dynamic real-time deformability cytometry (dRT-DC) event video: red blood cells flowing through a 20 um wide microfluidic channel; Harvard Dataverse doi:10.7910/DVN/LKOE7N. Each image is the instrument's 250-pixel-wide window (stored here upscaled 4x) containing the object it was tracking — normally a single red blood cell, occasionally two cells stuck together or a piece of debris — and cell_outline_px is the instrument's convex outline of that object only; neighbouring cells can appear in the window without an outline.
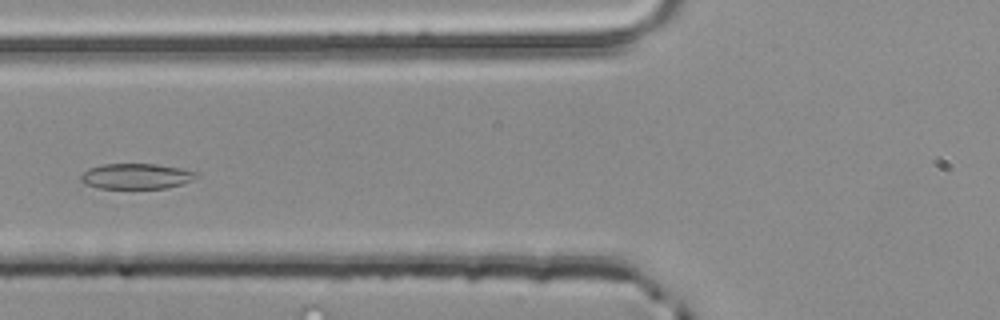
{"species": "common noctule bat (a hibernating species)", "species_latin": "Nyctalus noctula", "temperature_condition": "room temperature", "stored_images_in_passage": 5, "segment_of_instrument_passage": [2, 2], "camera_frame_rate_fps": 3000, "um_per_image_px": 0.085, "animal": {"sex": "male", "body_mass_g": 20.4}, "frame": {"image": 1, "passage_image": 5, "time_ms": 1.333, "image_size_px": [1000, 320], "cell_outline_px": [[200, 176], [192, 180], [180, 184], [164, 188], [96, 188], [84, 184], [80, 180], [80, 176], [88, 168], [104, 164], [156, 164], [184, 168], [200, 172]], "centroid_in_image_um": [11.61, 14.97], "position_along_channel_um": 114.2, "area_um2": 17.34}}